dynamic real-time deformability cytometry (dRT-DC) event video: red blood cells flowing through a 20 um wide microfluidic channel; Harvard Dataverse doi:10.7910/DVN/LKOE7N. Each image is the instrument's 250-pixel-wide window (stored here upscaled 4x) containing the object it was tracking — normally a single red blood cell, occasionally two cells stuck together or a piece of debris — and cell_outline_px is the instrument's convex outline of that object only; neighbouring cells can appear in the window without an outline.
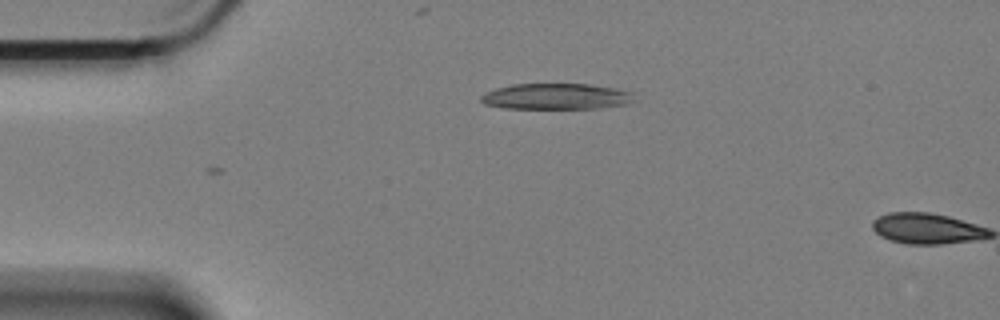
{"species": "Egyptian fruit bat (a non-hibernating species)", "species_latin": "Rousettus aegyptiacus", "temperature_condition": "cold", "stored_images_in_passage": 2, "camera_frame_rate_fps": 3000, "um_per_image_px": 0.085, "animal": {"sex": "female"}, "frame": {"image": 1, "passage_image": 1, "time_ms": 0.0, "image_size_px": [1000, 320], "cell_outline_px": [[636, 100], [628, 104], [600, 108], [504, 108], [484, 104], [480, 100], [480, 96], [484, 92], [496, 88], [512, 84], [588, 84], [616, 88], [636, 92]], "centroid_in_image_um": [47.33, 8.19], "position_along_channel_um": 37.7, "area_um2": 23.52}}